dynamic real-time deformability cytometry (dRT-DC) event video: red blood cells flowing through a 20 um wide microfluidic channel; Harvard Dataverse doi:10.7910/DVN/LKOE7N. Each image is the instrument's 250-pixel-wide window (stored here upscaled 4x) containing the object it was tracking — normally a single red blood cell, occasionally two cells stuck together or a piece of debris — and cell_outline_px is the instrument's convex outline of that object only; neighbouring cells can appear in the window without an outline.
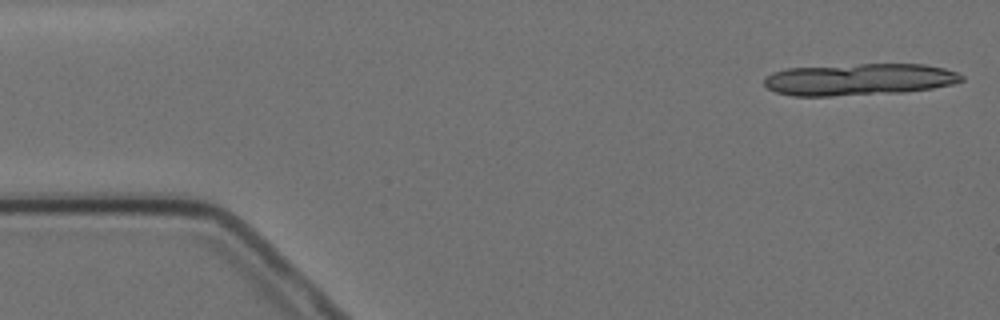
{"species": "Egyptian fruit bat (a non-hibernating species)", "species_latin": "Rousettus aegyptiacus", "temperature_condition": "cold", "stored_images_in_passage": 5, "camera_frame_rate_fps": 3000, "um_per_image_px": 0.085, "animal": {"sex": "female"}, "frame": {"image": 1, "passage_image": 1, "time_ms": 0.0, "image_size_px": [1000, 320], "cell_outline_px": [[964, 80], [952, 84], [932, 88], [904, 92], [832, 96], [792, 96], [776, 92], [768, 88], [764, 84], [764, 80], [772, 72], [788, 68], [860, 64], [924, 64], [944, 68], [956, 72], [964, 76]], "centroid_in_image_um": [73.03, 6.75], "position_along_channel_um": 12.0, "area_um2": 36.65}}
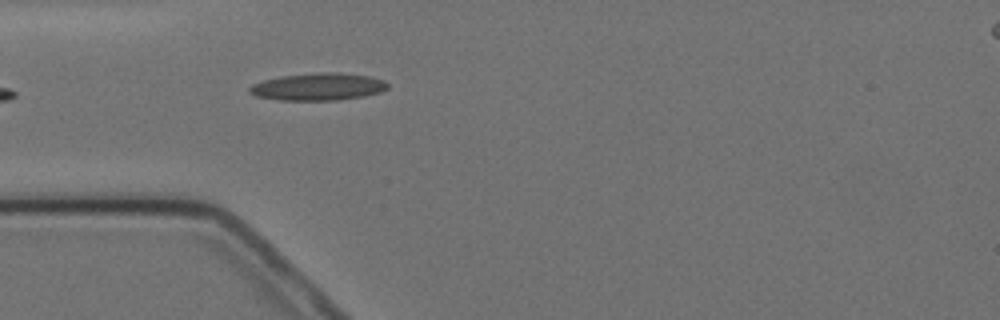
{"frame": {"image": 2, "passage_image": 5, "time_ms": 4.667, "image_size_px": [1000, 320], "cell_outline_px": [[388, 88], [380, 92], [364, 96], [336, 100], [280, 100], [256, 96], [248, 92], [248, 88], [252, 84], [264, 80], [280, 76], [320, 72], [336, 72], [368, 76], [384, 80], [388, 84]], "centroid_in_image_um": [27.02, 7.37], "position_along_channel_um": 58.0, "area_um2": 21.96}}